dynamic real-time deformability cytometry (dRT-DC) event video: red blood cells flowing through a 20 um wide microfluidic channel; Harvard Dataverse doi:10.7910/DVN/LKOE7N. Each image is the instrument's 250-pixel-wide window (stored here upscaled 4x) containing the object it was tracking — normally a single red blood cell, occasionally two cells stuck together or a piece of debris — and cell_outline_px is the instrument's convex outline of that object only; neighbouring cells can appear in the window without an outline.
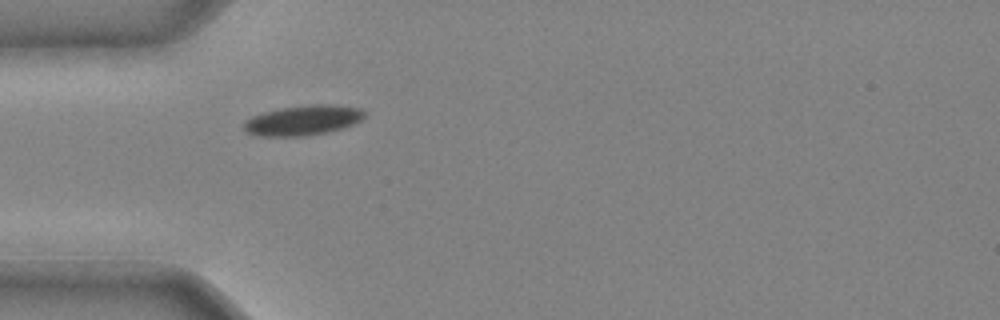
{"species": "common noctule bat (a hibernating species)", "species_latin": "Nyctalus noctula", "temperature_condition": "cold", "stored_images_in_passage": 27, "camera_frame_rate_fps": 3000, "um_per_image_px": 0.085, "animal": {"sex": "male", "body_mass_g": 20.4}, "frame": {"image": 1, "passage_image": 1, "time_ms": 0.0, "image_size_px": [1000, 320], "cell_outline_px": [[364, 116], [360, 120], [352, 124], [340, 128], [324, 132], [304, 136], [260, 136], [248, 132], [244, 128], [244, 120], [252, 116], [264, 112], [280, 108], [312, 104], [332, 104], [360, 108], [364, 112]], "centroid_in_image_um": [25.72, 10.21], "position_along_channel_um": 59.3, "area_um2": 20.81}}
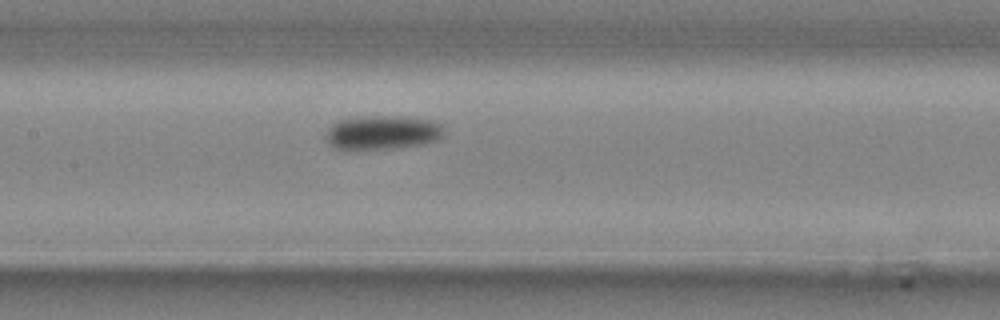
{"frame": {"image": 2, "passage_image": 9, "time_ms": 2.667, "image_size_px": [1000, 320], "cell_outline_px": [[444, 132], [436, 140], [420, 144], [396, 148], [356, 152], [344, 152], [336, 148], [324, 136], [328, 128], [332, 124], [340, 120], [364, 116], [408, 116], [436, 120], [440, 124]], "centroid_in_image_um": [32.46, 11.29], "position_along_channel_um": 174.9, "area_um2": 24.16}}
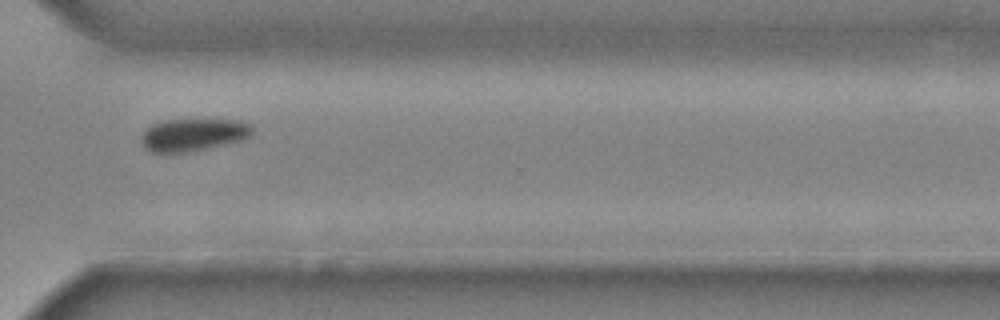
{"frame": {"image": 3, "passage_image": 21, "time_ms": 6.667, "image_size_px": [1000, 320], "cell_outline_px": [[252, 132], [248, 136], [240, 140], [188, 152], [160, 156], [144, 148], [140, 140], [144, 132], [152, 124], [164, 120], [236, 120], [252, 124]], "centroid_in_image_um": [16.33, 11.49], "position_along_channel_um": 354.3, "area_um2": 21.15}}